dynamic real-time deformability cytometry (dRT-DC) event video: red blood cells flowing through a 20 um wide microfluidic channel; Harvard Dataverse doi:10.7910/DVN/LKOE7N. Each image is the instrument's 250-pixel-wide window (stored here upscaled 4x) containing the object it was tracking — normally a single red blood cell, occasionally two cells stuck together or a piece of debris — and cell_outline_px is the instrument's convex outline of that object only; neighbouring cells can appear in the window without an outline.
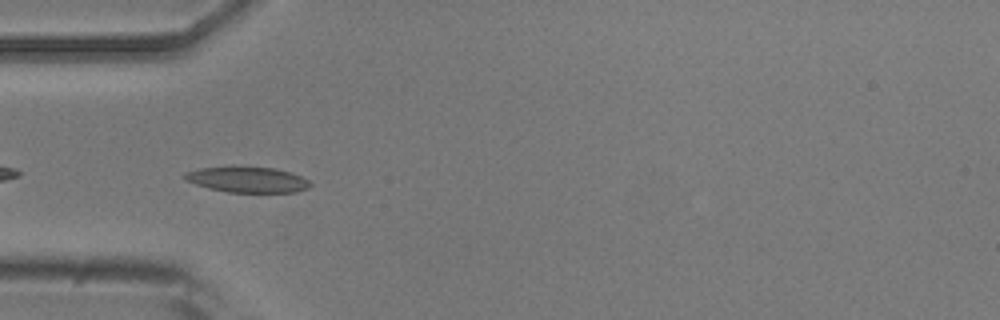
{"species": "common noctule bat (a hibernating species)", "species_latin": "Nyctalus noctula", "temperature_condition": "room temperature", "stored_images_in_passage": 39, "camera_frame_rate_fps": 3000, "um_per_image_px": 0.085, "animal": {"sex": "male", "body_mass_g": 20.5, "forearm_length_mm": 52.5}, "frame": {"image": 1, "passage_image": 2, "time_ms": 0.333, "image_size_px": [1000, 320], "cell_outline_px": [[312, 184], [308, 188], [296, 192], [228, 192], [208, 188], [184, 180], [184, 176], [188, 172], [200, 168], [232, 164], [272, 168], [288, 172], [300, 176], [308, 180]], "centroid_in_image_um": [20.99, 15.24], "position_along_channel_um": 64.0, "area_um2": 19.13}}
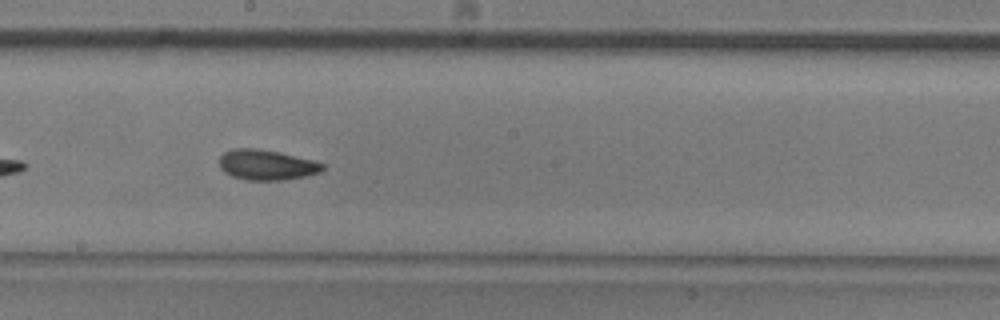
{"frame": {"image": 2, "passage_image": 15, "time_ms": 4.667, "image_size_px": [1000, 320], "cell_outline_px": [[324, 168], [320, 172], [308, 176], [284, 180], [248, 180], [232, 176], [224, 172], [220, 168], [220, 156], [224, 152], [232, 148], [256, 148], [276, 152], [312, 160], [324, 164]], "centroid_in_image_um": [22.64, 14.02], "position_along_channel_um": 225.6, "area_um2": 18.15}}
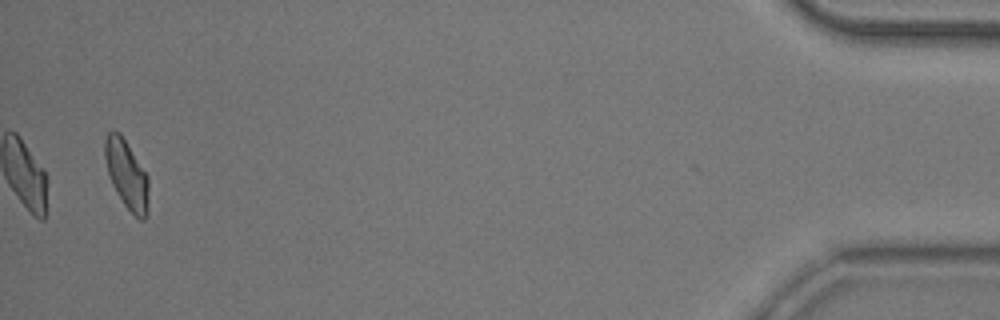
{"frame": {"image": 3, "passage_image": 38, "time_ms": 12.333, "image_size_px": [1000, 320], "cell_outline_px": [[148, 216], [144, 220], [140, 220], [124, 204], [112, 184], [108, 172], [104, 156], [104, 136], [112, 128], [120, 132], [148, 176]], "centroid_in_image_um": [10.76, 14.79], "position_along_channel_um": 424.4, "area_um2": 17.57}, "authors_computed_cell_mechanics": {"area_um2": 17.5712, "velocity_mm_per_s": 3.7309, "shape_relaxation_time_tau1_ms": 7.3644, "shape_relaxation_time_tau2_ms": 3.4866, "deformation_change_tau1": 0.1548, "deformation_change_tau2": 0.095}}